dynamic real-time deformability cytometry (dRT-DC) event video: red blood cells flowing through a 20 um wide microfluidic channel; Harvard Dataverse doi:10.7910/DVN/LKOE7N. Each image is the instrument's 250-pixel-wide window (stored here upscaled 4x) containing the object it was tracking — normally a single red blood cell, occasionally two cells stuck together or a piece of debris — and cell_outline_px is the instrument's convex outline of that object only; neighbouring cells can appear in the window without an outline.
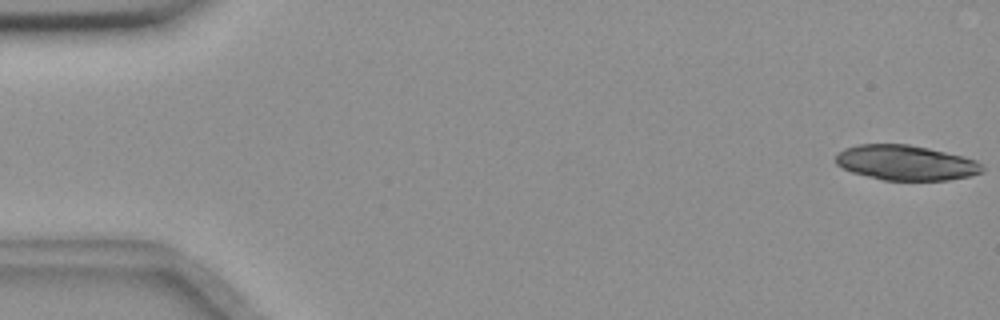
{"species": "common noctule bat (a hibernating species)", "species_latin": "Nyctalus noctula", "temperature_condition": "room temperature", "stored_images_in_passage": 17, "camera_frame_rate_fps": 3000, "um_per_image_px": 0.085, "animal": {"sex": "female", "body_mass_g": 18.4}, "frame": {"image": 1, "passage_image": 1, "time_ms": 0.0, "image_size_px": [1000, 320], "cell_outline_px": [[984, 172], [968, 176], [948, 180], [884, 180], [852, 172], [836, 164], [836, 152], [844, 148], [860, 144], [908, 144], [928, 148], [976, 160], [984, 168]], "centroid_in_image_um": [76.97, 13.83], "position_along_channel_um": 8.0, "area_um2": 29.71}}